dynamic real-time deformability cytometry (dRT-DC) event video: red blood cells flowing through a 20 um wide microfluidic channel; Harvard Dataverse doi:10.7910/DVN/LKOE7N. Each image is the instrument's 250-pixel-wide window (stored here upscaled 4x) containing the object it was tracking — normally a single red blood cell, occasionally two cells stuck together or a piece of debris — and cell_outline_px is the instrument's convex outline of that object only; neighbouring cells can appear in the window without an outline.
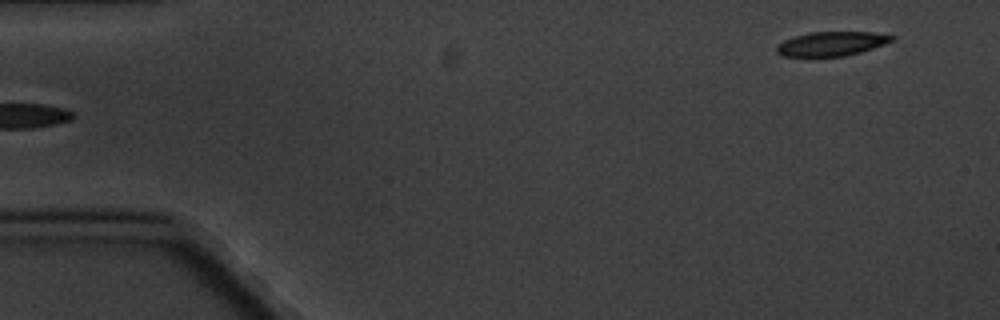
{"species": "common noctule bat (a hibernating species)", "species_latin": "Nyctalus noctula", "temperature_condition": "cold", "stored_images_in_passage": 5, "segment_of_instrument_passage": [2, 2], "camera_frame_rate_fps": 3000, "um_per_image_px": 0.085, "animal": {"sex": "male", "body_mass_g": 20.1, "forearm_length_mm": 53.5}, "frame": {"image": 1, "passage_image": 5, "time_ms": 4.667, "image_size_px": [1000, 320], "cell_outline_px": [[896, 36], [892, 40], [884, 44], [860, 52], [844, 56], [784, 56], [776, 52], [776, 44], [784, 40], [808, 32], [872, 32]], "centroid_in_image_um": [70.65, 3.71], "position_along_channel_um": 14.4, "area_um2": 16.13}}